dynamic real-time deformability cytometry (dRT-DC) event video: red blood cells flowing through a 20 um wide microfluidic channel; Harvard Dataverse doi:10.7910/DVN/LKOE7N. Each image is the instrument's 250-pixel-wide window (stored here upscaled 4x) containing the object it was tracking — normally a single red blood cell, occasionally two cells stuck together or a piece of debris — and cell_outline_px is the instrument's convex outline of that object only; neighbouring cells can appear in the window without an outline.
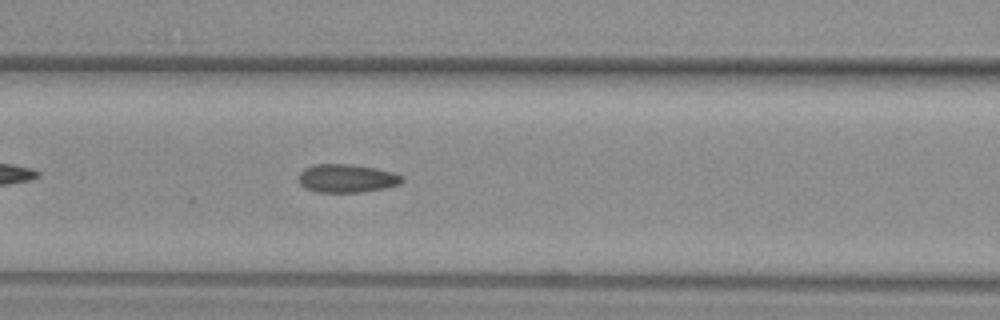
{"species": "common noctule bat (a hibernating species)", "species_latin": "Nyctalus noctula", "temperature_condition": "warm", "stored_images_in_passage": 30, "camera_frame_rate_fps": 3000, "um_per_image_px": 0.085, "animal": {"sex": "female", "body_mass_g": 29.2, "forearm_length_mm": 56.3}, "frame": {"image": 1, "passage_image": 9, "time_ms": 2.667, "image_size_px": [1000, 320], "cell_outline_px": [[404, 180], [400, 184], [388, 188], [360, 192], [316, 192], [304, 188], [296, 180], [296, 176], [304, 168], [312, 164], [352, 164], [376, 168], [392, 172], [404, 176]], "centroid_in_image_um": [29.44, 15.16], "position_along_channel_um": 137.2, "area_um2": 17.51}}
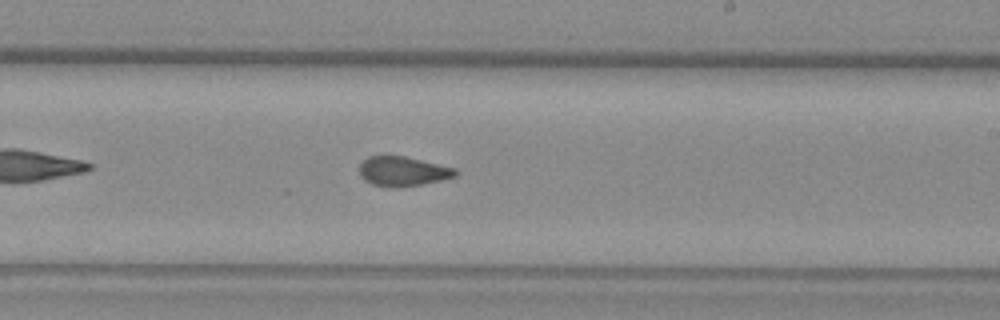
{"frame": {"image": 2, "passage_image": 18, "time_ms": 5.667, "image_size_px": [1000, 320], "cell_outline_px": [[456, 176], [440, 180], [420, 184], [396, 188], [388, 188], [372, 184], [364, 180], [360, 176], [360, 164], [368, 156], [404, 156], [456, 168]], "centroid_in_image_um": [34.2, 14.57], "position_along_channel_um": 254.8, "area_um2": 16.47}}
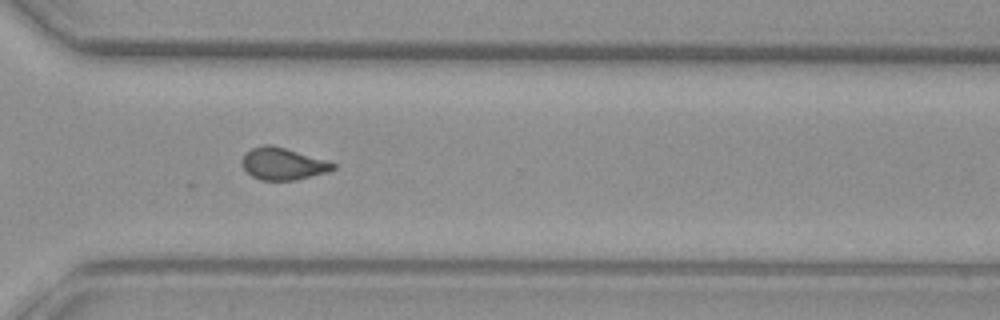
{"frame": {"image": 3, "passage_image": 25, "time_ms": 8.0, "image_size_px": [1000, 320], "cell_outline_px": [[336, 168], [328, 172], [296, 180], [260, 180], [252, 176], [240, 164], [240, 160], [244, 152], [252, 148], [264, 144], [268, 144], [284, 148], [328, 160], [336, 164]], "centroid_in_image_um": [24.03, 13.92], "position_along_channel_um": 346.6, "area_um2": 17.17}}